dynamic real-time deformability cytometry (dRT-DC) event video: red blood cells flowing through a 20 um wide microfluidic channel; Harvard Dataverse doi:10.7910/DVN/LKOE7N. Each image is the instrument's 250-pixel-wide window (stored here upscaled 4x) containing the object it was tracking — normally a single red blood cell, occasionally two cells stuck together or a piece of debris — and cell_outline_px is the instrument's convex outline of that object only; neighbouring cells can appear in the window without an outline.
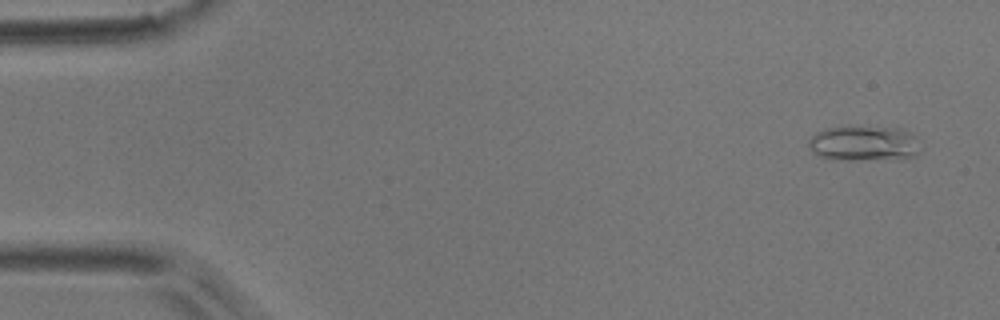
{"species": "common noctule bat (a hibernating species)", "species_latin": "Nyctalus noctula", "temperature_condition": "room temperature", "stored_images_in_passage": 4, "camera_frame_rate_fps": 3000, "um_per_image_px": 0.085, "animal": {"sex": "male", "body_mass_g": 17.9}, "frame": {"image": 1, "passage_image": 1, "time_ms": 0.0, "image_size_px": [1000, 320], "cell_outline_px": [[916, 156], [852, 160], [832, 160], [820, 156], [812, 152], [808, 144], [808, 140], [816, 132], [828, 128], [904, 128], [912, 132], [916, 152]], "centroid_in_image_um": [73.33, 12.2], "position_along_channel_um": 11.7, "area_um2": 22.02}}